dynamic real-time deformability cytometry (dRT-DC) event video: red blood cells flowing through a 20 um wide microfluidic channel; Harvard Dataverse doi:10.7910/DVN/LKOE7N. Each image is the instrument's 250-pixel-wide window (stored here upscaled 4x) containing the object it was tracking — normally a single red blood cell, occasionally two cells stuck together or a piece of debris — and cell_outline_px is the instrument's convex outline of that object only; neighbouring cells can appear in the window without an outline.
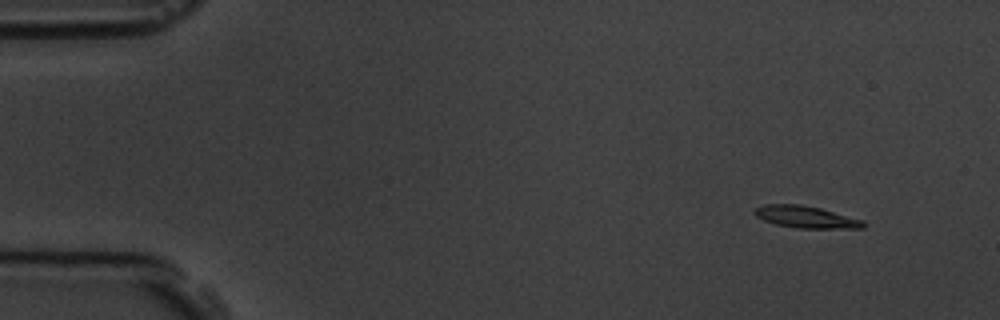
{"species": "common noctule bat (a hibernating species)", "species_latin": "Nyctalus noctula", "temperature_condition": "room temperature", "stored_images_in_passage": 4, "camera_frame_rate_fps": 3000, "um_per_image_px": 0.085, "animal": {"sex": "male", "body_mass_g": 19.5, "forearm_length_mm": 54.6}, "frame": {"image": 1, "passage_image": 1, "time_ms": 0.0, "image_size_px": [1000, 320], "cell_outline_px": [[864, 228], [800, 228], [776, 224], [764, 220], [756, 216], [756, 208], [764, 204], [800, 204], [820, 208], [864, 220]], "centroid_in_image_um": [68.53, 18.44], "position_along_channel_um": 16.5, "area_um2": 13.7}}
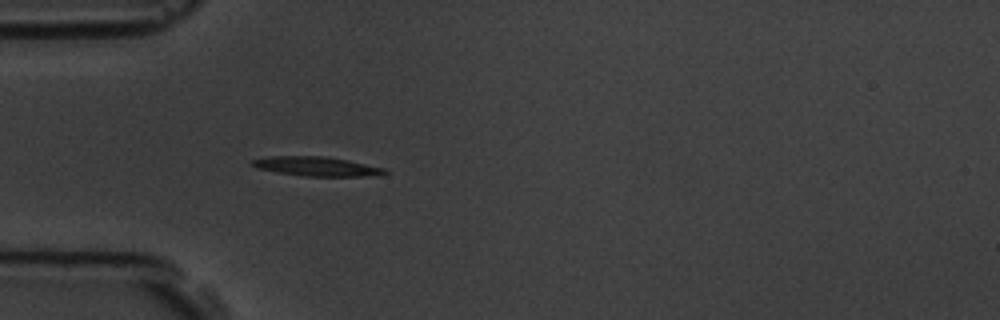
{"frame": {"image": 2, "passage_image": 4, "time_ms": 4.0, "image_size_px": [1000, 320], "cell_outline_px": [[388, 172], [360, 176], [304, 176], [276, 172], [256, 168], [252, 164], [252, 160], [272, 156], [324, 156], [384, 168]], "centroid_in_image_um": [26.81, 14.14], "position_along_channel_um": 58.2, "area_um2": 14.39}}